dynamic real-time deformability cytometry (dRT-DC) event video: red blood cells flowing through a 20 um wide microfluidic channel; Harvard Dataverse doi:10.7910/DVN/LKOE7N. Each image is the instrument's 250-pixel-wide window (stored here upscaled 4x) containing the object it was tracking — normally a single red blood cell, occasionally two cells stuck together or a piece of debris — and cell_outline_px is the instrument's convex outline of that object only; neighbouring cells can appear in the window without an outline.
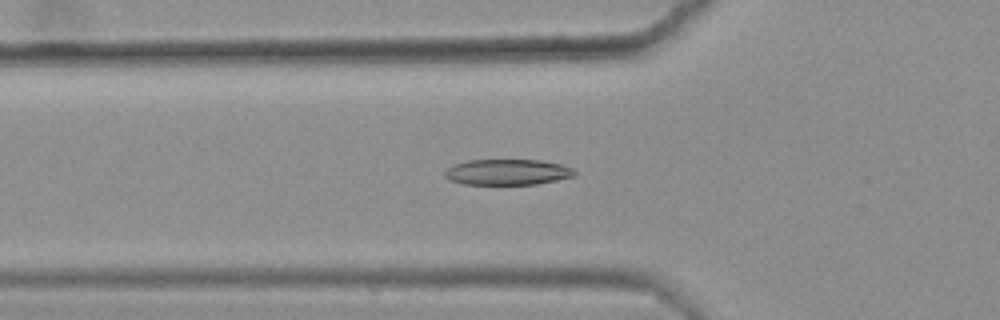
{"species": "common noctule bat (a hibernating species)", "species_latin": "Nyctalus noctula", "temperature_condition": "warm", "stored_images_in_passage": 48, "camera_frame_rate_fps": 3000, "um_per_image_px": 0.085, "animal": {"sex": "female", "body_mass_g": 25.1}, "frame": {"image": 1, "passage_image": 19, "time_ms": 6.0, "image_size_px": [1000, 320], "cell_outline_px": [[576, 176], [536, 184], [464, 184], [448, 180], [444, 176], [444, 172], [452, 164], [468, 160], [540, 160], [560, 164], [572, 168], [576, 172]], "centroid_in_image_um": [43.11, 14.62], "position_along_channel_um": 82.7, "area_um2": 19.54}}
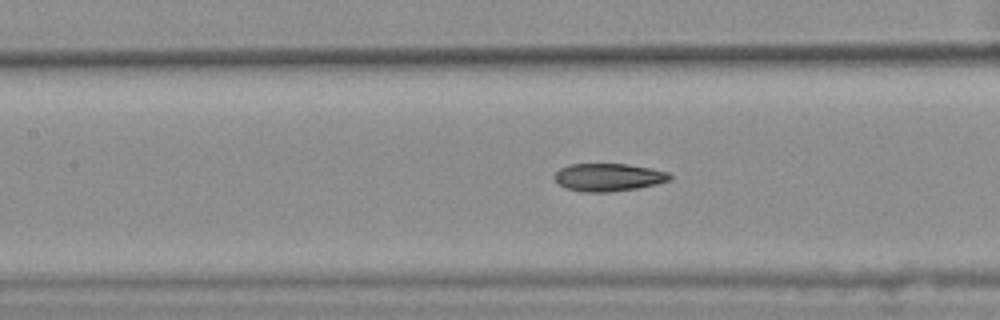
{"frame": {"image": 2, "passage_image": 25, "time_ms": 8.0, "image_size_px": [1000, 320], "cell_outline_px": [[672, 176], [668, 180], [656, 184], [636, 188], [608, 192], [580, 192], [564, 188], [552, 176], [560, 168], [568, 164], [628, 164], [652, 168], [668, 172]], "centroid_in_image_um": [51.68, 15.06], "position_along_channel_um": 155.7, "area_um2": 18.73}}
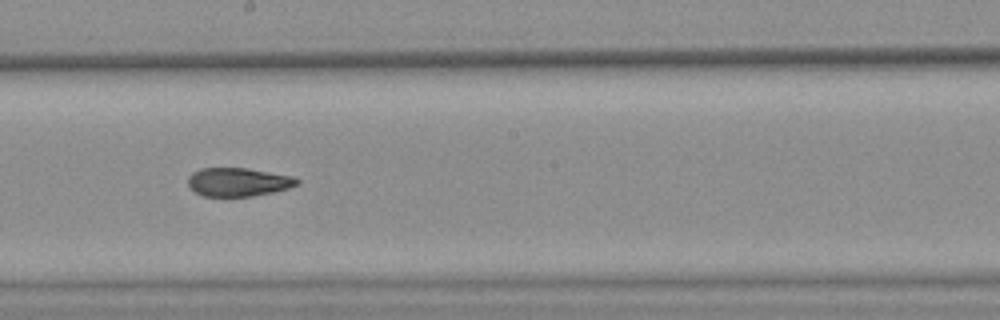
{"frame": {"image": 3, "passage_image": 31, "time_ms": 10.0, "image_size_px": [1000, 320], "cell_outline_px": [[300, 184], [288, 188], [272, 192], [252, 196], [204, 196], [196, 192], [188, 184], [188, 176], [192, 172], [200, 168], [244, 168], [292, 176], [300, 180]], "centroid_in_image_um": [20.24, 15.47], "position_along_channel_um": 228.0, "area_um2": 17.98}, "authors_computed_cell_mechanics": {"area_um2": 19.4786, "velocity_mm_per_s": 3.6199, "shape_relaxation_time_tau1_ms": 8.1046, "shape_relaxation_time_tau2_ms": 2.5299, "deformation_change_tau1": 0.2182, "deformation_change_tau2": 0.097}}